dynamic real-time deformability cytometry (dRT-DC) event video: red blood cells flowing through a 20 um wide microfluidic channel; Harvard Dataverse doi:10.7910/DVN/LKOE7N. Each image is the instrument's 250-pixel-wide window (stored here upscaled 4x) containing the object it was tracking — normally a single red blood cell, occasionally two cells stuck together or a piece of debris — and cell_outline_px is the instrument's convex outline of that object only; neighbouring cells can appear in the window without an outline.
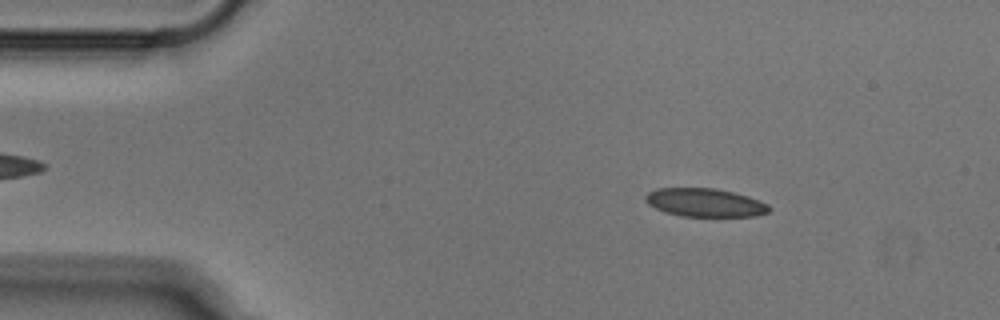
{"species": "Egyptian fruit bat (a non-hibernating species)", "species_latin": "Rousettus aegyptiacus", "temperature_condition": "cold", "stored_images_in_passage": 51, "camera_frame_rate_fps": 3000, "um_per_image_px": 0.085, "animal": {"sex": "male"}, "frame": {"image": 1, "passage_image": 7, "time_ms": 2.0, "image_size_px": [1000, 320], "cell_outline_px": [[772, 208], [768, 212], [756, 216], [680, 216], [664, 212], [648, 204], [644, 200], [644, 196], [648, 192], [656, 188], [716, 188], [748, 196], [768, 204]], "centroid_in_image_um": [59.9, 17.22], "position_along_channel_um": 25.1, "area_um2": 20.52}}
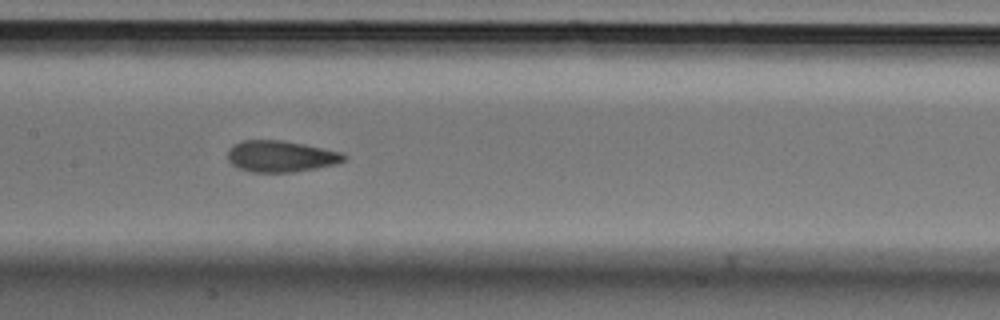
{"frame": {"image": 2, "passage_image": 24, "time_ms": 7.667, "image_size_px": [1000, 320], "cell_outline_px": [[348, 156], [344, 160], [336, 164], [316, 168], [292, 172], [252, 172], [240, 168], [232, 164], [228, 160], [228, 148], [232, 144], [240, 140], [284, 140], [344, 152]], "centroid_in_image_um": [23.87, 13.27], "position_along_channel_um": 183.5, "area_um2": 21.44}}
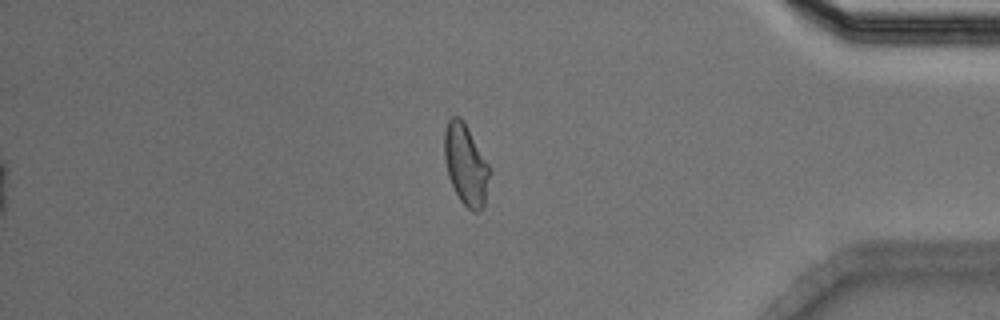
{"frame": {"image": 3, "passage_image": 43, "time_ms": 14.0, "image_size_px": [1000, 320], "cell_outline_px": [[488, 176], [484, 208], [480, 212], [472, 212], [460, 200], [448, 176], [444, 160], [444, 132], [448, 120], [452, 116], [460, 116], [468, 128], [488, 164]], "centroid_in_image_um": [39.56, 13.99], "position_along_channel_um": 395.6, "area_um2": 20.98}}